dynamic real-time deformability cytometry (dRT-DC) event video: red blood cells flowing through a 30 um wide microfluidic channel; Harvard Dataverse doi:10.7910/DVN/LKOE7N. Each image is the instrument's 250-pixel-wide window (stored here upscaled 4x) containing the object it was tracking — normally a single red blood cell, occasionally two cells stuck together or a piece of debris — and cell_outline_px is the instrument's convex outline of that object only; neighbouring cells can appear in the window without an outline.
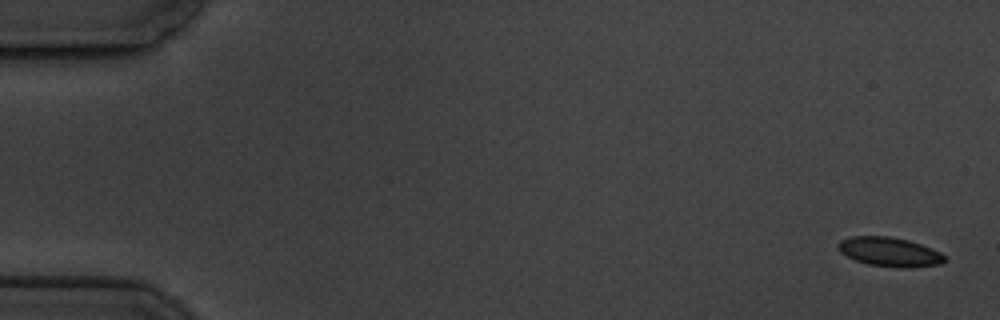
{"species": "common noctule bat (a hibernating species)", "species_latin": "Nyctalus noctula", "temperature_condition": "cold", "stored_images_in_passage": 10, "segment_of_instrument_passage": [1, 2], "camera_frame_rate_fps": 3000, "um_per_image_px": 0.085, "animal": {"sex": "male", "body_mass_g": 19.5, "forearm_length_mm": 54.6}, "frame": {"image": 1, "passage_image": 1, "time_ms": 0.0, "image_size_px": [1000, 320], "cell_outline_px": [[944, 260], [940, 264], [912, 268], [896, 268], [868, 264], [856, 260], [840, 252], [836, 244], [840, 240], [852, 236], [888, 236], [908, 240], [932, 248], [940, 252], [944, 256]], "centroid_in_image_um": [75.6, 21.41], "position_along_channel_um": 9.4, "area_um2": 18.15}}
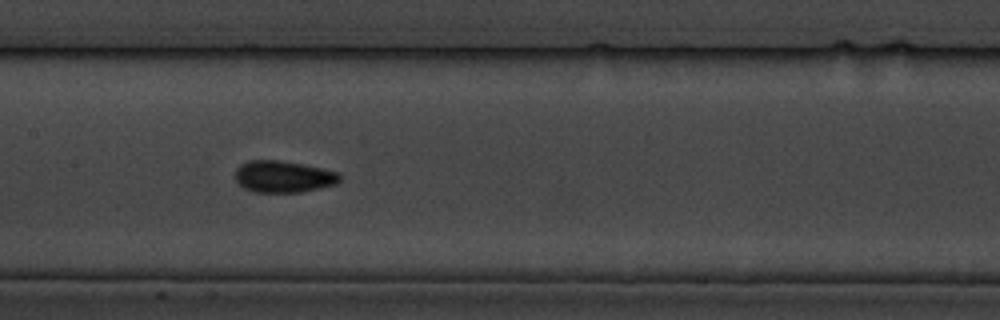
{"frame": {"image": 2, "passage_image": 9, "time_ms": 9.0, "image_size_px": [1000, 320], "cell_outline_px": [[340, 180], [336, 184], [320, 188], [300, 192], [256, 192], [244, 188], [236, 180], [236, 168], [240, 164], [248, 160], [280, 160], [304, 164], [340, 172]], "centroid_in_image_um": [24.1, 15.0], "position_along_channel_um": 183.3, "area_um2": 19.42}}